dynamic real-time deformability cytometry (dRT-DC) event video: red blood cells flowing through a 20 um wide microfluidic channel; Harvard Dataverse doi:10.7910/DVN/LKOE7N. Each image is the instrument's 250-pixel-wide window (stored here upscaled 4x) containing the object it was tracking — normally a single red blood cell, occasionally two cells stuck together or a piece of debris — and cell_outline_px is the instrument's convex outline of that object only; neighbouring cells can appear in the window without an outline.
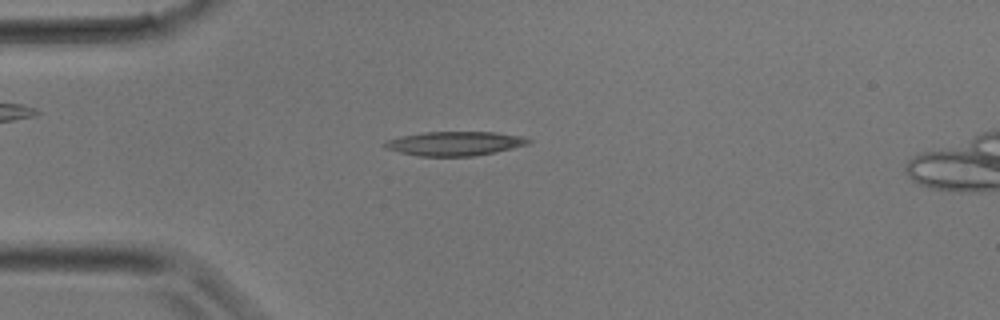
{"species": "common noctule bat (a hibernating species)", "species_latin": "Nyctalus noctula", "temperature_condition": "room temperature", "stored_images_in_passage": 15, "camera_frame_rate_fps": 3000, "um_per_image_px": 0.085, "animal": {"sex": "male", "body_mass_g": 17.9}, "frame": {"image": 1, "passage_image": 5, "time_ms": 1.333, "image_size_px": [1000, 320], "cell_outline_px": [[532, 140], [528, 144], [496, 152], [472, 156], [416, 156], [384, 148], [380, 144], [388, 140], [400, 136], [424, 132], [496, 132], [524, 136]], "centroid_in_image_um": [38.64, 12.19], "position_along_channel_um": 46.4, "area_um2": 20.35}}
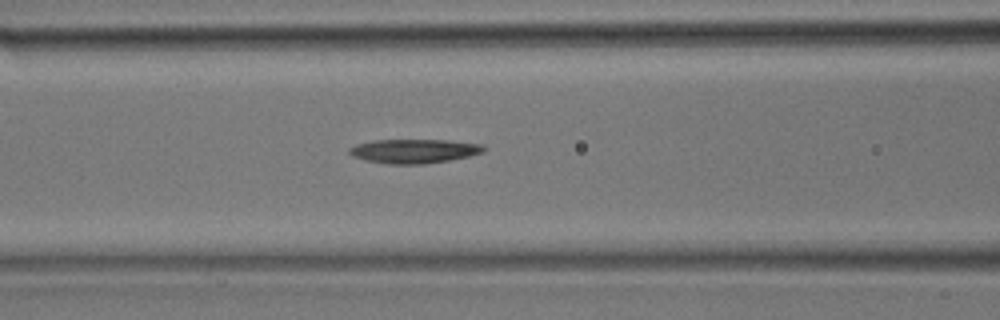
{"frame": {"image": 2, "passage_image": 10, "time_ms": 3.0, "image_size_px": [1000, 320], "cell_outline_px": [[488, 148], [484, 152], [468, 156], [448, 160], [424, 164], [388, 164], [364, 160], [352, 156], [348, 152], [348, 148], [356, 144], [372, 140], [448, 140], [484, 144]], "centroid_in_image_um": [35.2, 12.83], "position_along_channel_um": 131.4, "area_um2": 19.07}}
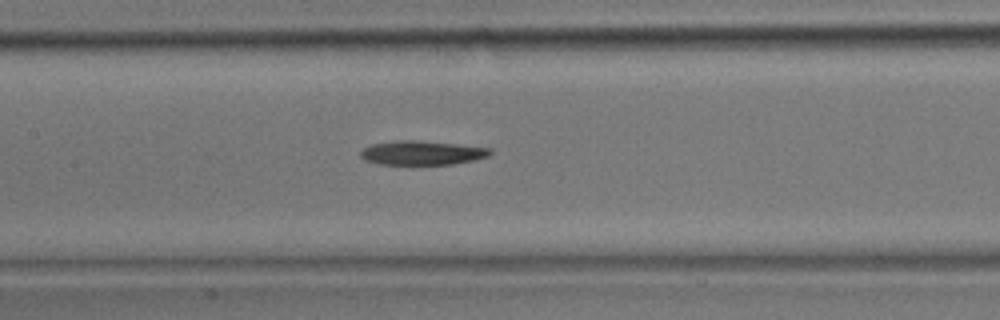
{"frame": {"image": 3, "passage_image": 12, "time_ms": 3.667, "image_size_px": [1000, 320], "cell_outline_px": [[492, 152], [488, 156], [476, 160], [452, 164], [412, 168], [376, 164], [364, 160], [360, 156], [360, 152], [364, 148], [372, 144], [396, 140], [416, 140], [456, 144], [492, 148]], "centroid_in_image_um": [35.82, 13.05], "position_along_channel_um": 171.6, "area_um2": 19.36}}